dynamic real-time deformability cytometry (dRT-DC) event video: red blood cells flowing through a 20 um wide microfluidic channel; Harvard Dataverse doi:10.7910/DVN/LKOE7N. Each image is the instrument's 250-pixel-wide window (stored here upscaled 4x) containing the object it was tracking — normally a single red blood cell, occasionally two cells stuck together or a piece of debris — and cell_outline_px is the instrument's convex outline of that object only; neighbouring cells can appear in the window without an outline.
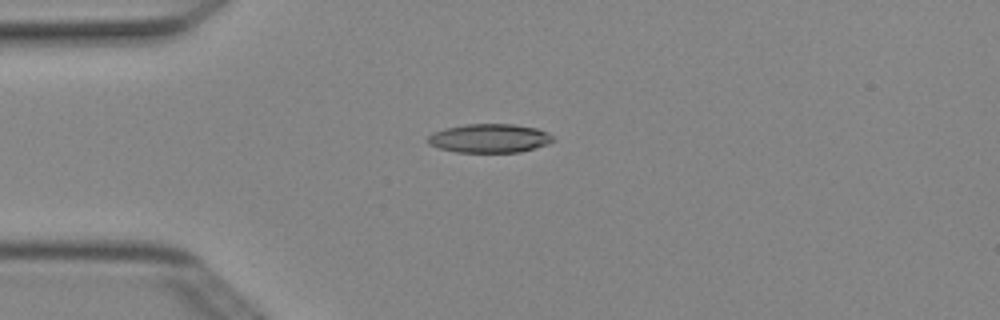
{"species": "Egyptian fruit bat (a non-hibernating species)", "species_latin": "Rousettus aegyptiacus", "temperature_condition": "cold", "stored_images_in_passage": 5, "camera_frame_rate_fps": 3000, "um_per_image_px": 0.085, "animal": {"sex": "female"}, "frame": {"image": 1, "passage_image": 4, "time_ms": 1.0, "image_size_px": [1000, 320], "cell_outline_px": [[556, 140], [548, 144], [520, 152], [456, 152], [440, 148], [428, 144], [428, 136], [432, 132], [444, 128], [464, 124], [512, 124], [536, 128], [548, 132]], "centroid_in_image_um": [41.6, 11.75], "position_along_channel_um": 43.4, "area_um2": 21.1}}
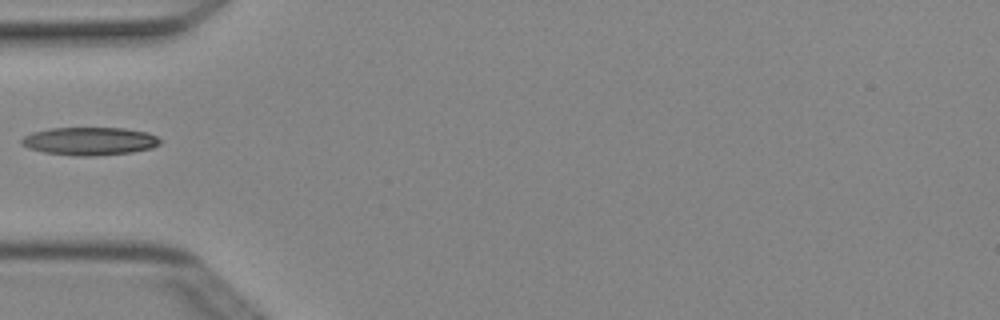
{"frame": {"image": 2, "passage_image": 5, "time_ms": 1.333, "image_size_px": [1000, 320], "cell_outline_px": [[160, 144], [152, 148], [132, 152], [92, 156], [76, 156], [44, 152], [28, 148], [20, 144], [20, 140], [24, 136], [32, 132], [48, 128], [124, 128], [148, 132], [156, 136], [160, 140]], "centroid_in_image_um": [7.6, 11.99], "position_along_channel_um": 77.4, "area_um2": 22.72}}